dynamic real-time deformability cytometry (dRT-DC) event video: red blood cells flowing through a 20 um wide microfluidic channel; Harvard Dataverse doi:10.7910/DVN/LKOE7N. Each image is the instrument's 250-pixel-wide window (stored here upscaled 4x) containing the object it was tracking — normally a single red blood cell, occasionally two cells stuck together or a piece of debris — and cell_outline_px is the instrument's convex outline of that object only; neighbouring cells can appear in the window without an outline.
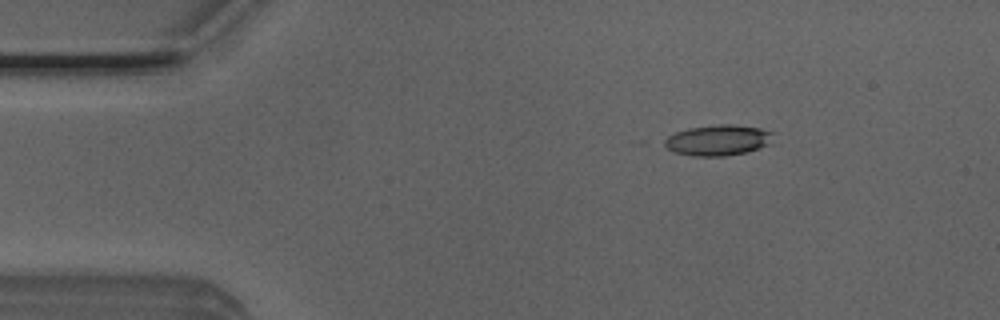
{"species": "Egyptian fruit bat (a non-hibernating species)", "species_latin": "Rousettus aegyptiacus", "temperature_condition": "room temperature", "stored_images_in_passage": 6, "camera_frame_rate_fps": 3000, "um_per_image_px": 0.085, "animal": {"sex": "male"}, "frame": {"image": 1, "passage_image": 2, "time_ms": 0.333, "image_size_px": [1000, 320], "cell_outline_px": [[776, 132], [772, 144], [760, 148], [744, 152], [724, 156], [692, 156], [672, 152], [660, 140], [676, 132], [688, 128], [720, 124], [736, 124], [760, 128]], "centroid_in_image_um": [61.06, 11.91], "position_along_channel_um": 23.9, "area_um2": 19.88}}